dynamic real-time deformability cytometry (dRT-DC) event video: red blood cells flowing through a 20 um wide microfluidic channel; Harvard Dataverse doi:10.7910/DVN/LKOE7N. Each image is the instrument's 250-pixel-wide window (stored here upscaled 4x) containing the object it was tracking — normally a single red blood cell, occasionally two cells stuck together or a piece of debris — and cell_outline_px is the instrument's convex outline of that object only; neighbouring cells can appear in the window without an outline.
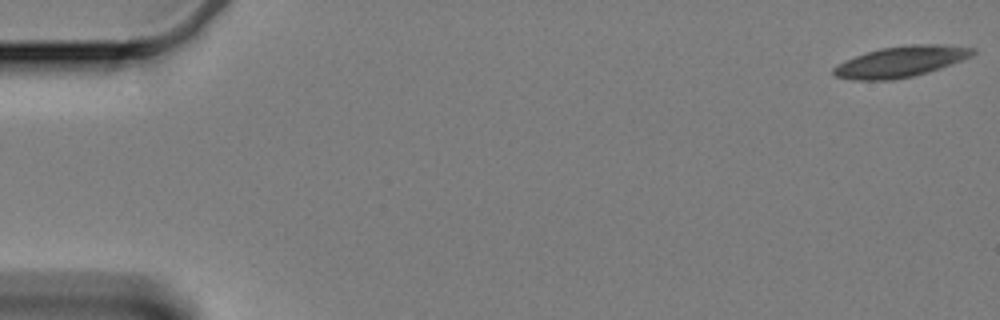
{"species": "Egyptian fruit bat (a non-hibernating species)", "species_latin": "Rousettus aegyptiacus", "temperature_condition": "cold", "stored_images_in_passage": 14, "camera_frame_rate_fps": 3000, "um_per_image_px": 0.085, "animal": {"sex": "female"}, "frame": {"image": 1, "passage_image": 1, "time_ms": 0.0, "image_size_px": [1000, 320], "cell_outline_px": [[976, 52], [972, 56], [940, 68], [928, 72], [912, 76], [892, 80], [852, 80], [836, 76], [832, 72], [832, 68], [844, 60], [880, 48], [912, 44], [940, 44], [976, 48]], "centroid_in_image_um": [76.57, 5.23], "position_along_channel_um": 8.4, "area_um2": 24.97}}